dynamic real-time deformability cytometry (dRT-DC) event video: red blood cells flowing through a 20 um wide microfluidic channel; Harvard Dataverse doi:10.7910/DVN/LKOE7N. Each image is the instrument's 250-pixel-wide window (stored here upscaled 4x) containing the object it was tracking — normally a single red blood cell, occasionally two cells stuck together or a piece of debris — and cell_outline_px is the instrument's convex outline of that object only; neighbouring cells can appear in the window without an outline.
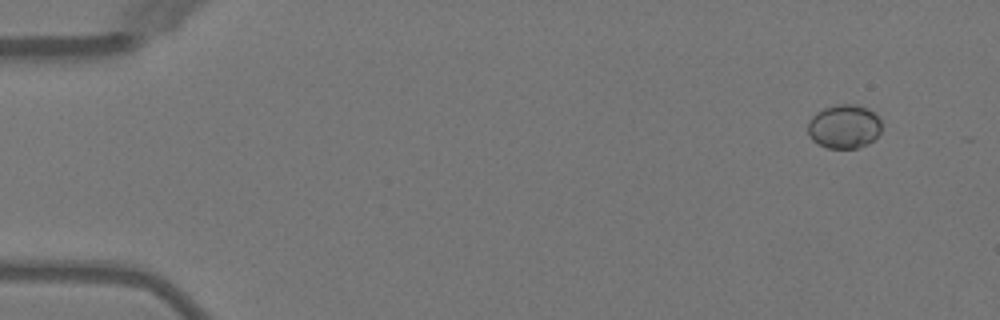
{"species": "Egyptian fruit bat (a non-hibernating species)", "species_latin": "Rousettus aegyptiacus", "temperature_condition": "warm", "stored_images_in_passage": 6, "camera_frame_rate_fps": 3000, "um_per_image_px": 0.085, "animal": {"sex": "female"}, "frame": {"image": 1, "passage_image": 1, "time_ms": 0.0, "image_size_px": [1000, 320], "cell_outline_px": [[880, 132], [868, 144], [856, 148], [828, 148], [812, 140], [808, 136], [808, 120], [816, 112], [824, 108], [836, 104], [856, 104], [868, 108], [880, 120]], "centroid_in_image_um": [71.72, 10.74], "position_along_channel_um": 13.3, "area_um2": 18.84}}
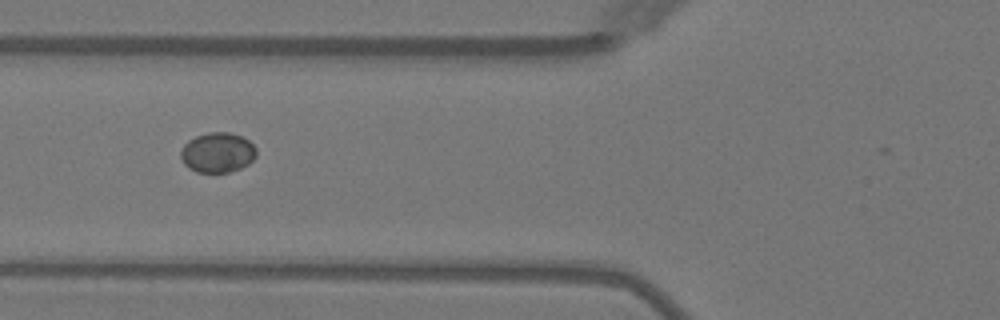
{"frame": {"image": 2, "passage_image": 5, "time_ms": 5.333, "image_size_px": [1000, 320], "cell_outline_px": [[256, 156], [248, 164], [240, 168], [228, 172], [196, 172], [188, 168], [184, 164], [180, 156], [180, 152], [184, 144], [188, 140], [196, 136], [208, 132], [228, 132], [240, 136], [248, 140], [256, 148]], "centroid_in_image_um": [18.47, 12.96], "position_along_channel_um": 107.3, "area_um2": 17.63}}
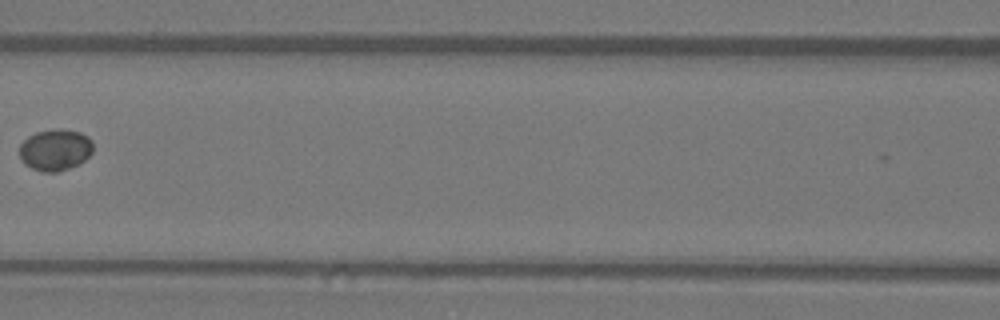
{"frame": {"image": 3, "passage_image": 6, "time_ms": 6.667, "image_size_px": [1000, 320], "cell_outline_px": [[92, 152], [80, 164], [56, 172], [40, 172], [24, 164], [20, 160], [20, 144], [28, 136], [36, 132], [60, 128], [80, 132], [88, 136], [92, 140]], "centroid_in_image_um": [4.68, 12.74], "position_along_channel_um": 161.9, "area_um2": 17.92}}